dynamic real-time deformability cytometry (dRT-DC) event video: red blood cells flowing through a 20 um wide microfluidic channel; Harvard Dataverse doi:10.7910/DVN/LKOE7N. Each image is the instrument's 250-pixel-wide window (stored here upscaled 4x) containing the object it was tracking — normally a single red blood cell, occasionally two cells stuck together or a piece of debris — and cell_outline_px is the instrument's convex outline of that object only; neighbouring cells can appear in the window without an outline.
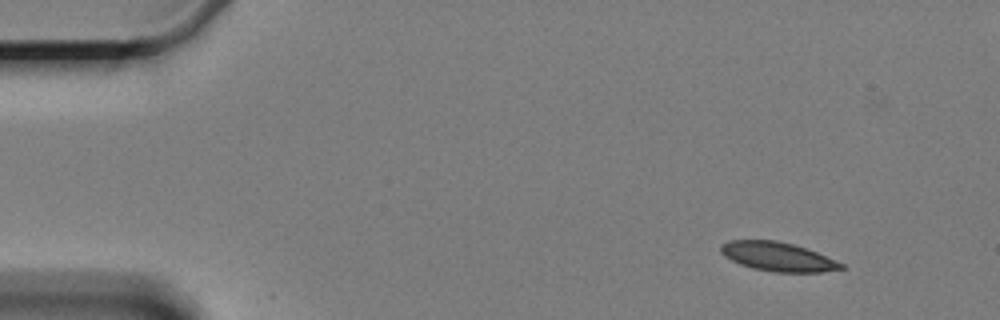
{"species": "Egyptian fruit bat (a non-hibernating species)", "species_latin": "Rousettus aegyptiacus", "temperature_condition": "cold", "stored_images_in_passage": 4, "camera_frame_rate_fps": 3000, "um_per_image_px": 0.085, "animal": {"sex": "female"}, "frame": {"image": 1, "passage_image": 1, "time_ms": 0.0, "image_size_px": [1000, 320], "cell_outline_px": [[844, 268], [820, 272], [772, 272], [752, 268], [740, 264], [724, 256], [720, 252], [720, 244], [728, 240], [776, 240], [792, 244], [816, 252], [844, 264]], "centroid_in_image_um": [66.05, 21.81], "position_along_channel_um": 18.9, "area_um2": 20.23}}